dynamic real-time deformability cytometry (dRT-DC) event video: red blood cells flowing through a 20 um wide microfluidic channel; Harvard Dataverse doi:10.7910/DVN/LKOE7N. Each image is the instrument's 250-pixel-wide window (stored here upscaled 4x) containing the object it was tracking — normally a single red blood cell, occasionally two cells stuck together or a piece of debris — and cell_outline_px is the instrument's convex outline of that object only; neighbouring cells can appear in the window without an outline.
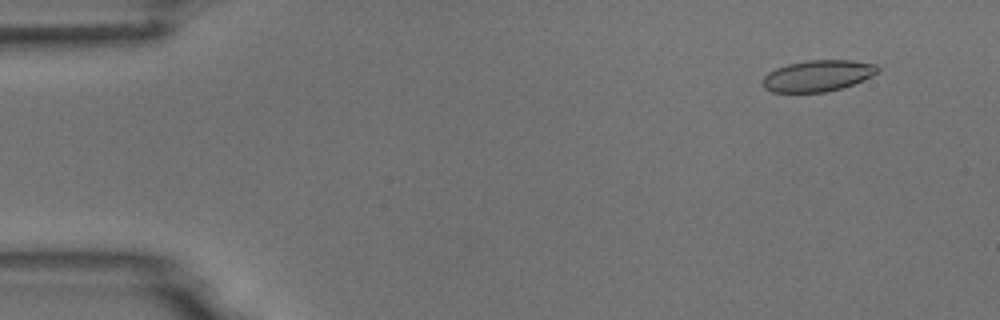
{"species": "common noctule bat (a hibernating species)", "species_latin": "Nyctalus noctula", "temperature_condition": "room temperature", "stored_images_in_passage": 5, "camera_frame_rate_fps": 3000, "um_per_image_px": 0.085, "animal": {"sex": "male", "body_mass_g": 18.8}, "frame": {"image": 1, "passage_image": 2, "time_ms": 1.0, "image_size_px": [1000, 320], "cell_outline_px": [[880, 68], [876, 72], [852, 84], [840, 88], [824, 92], [772, 92], [764, 88], [760, 80], [768, 72], [776, 68], [788, 64], [808, 60], [852, 60], [876, 64]], "centroid_in_image_um": [69.43, 6.43], "position_along_channel_um": 15.6, "area_um2": 20.75}}
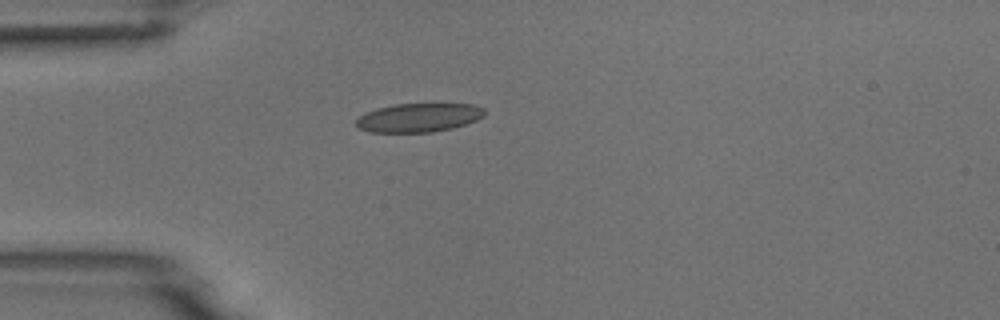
{"frame": {"image": 2, "passage_image": 5, "time_ms": 4.333, "image_size_px": [1000, 320], "cell_outline_px": [[484, 116], [476, 120], [452, 128], [432, 132], [368, 132], [356, 128], [356, 120], [364, 112], [376, 108], [396, 104], [472, 104], [484, 108]], "centroid_in_image_um": [35.54, 10.0], "position_along_channel_um": 49.5, "area_um2": 21.56}}